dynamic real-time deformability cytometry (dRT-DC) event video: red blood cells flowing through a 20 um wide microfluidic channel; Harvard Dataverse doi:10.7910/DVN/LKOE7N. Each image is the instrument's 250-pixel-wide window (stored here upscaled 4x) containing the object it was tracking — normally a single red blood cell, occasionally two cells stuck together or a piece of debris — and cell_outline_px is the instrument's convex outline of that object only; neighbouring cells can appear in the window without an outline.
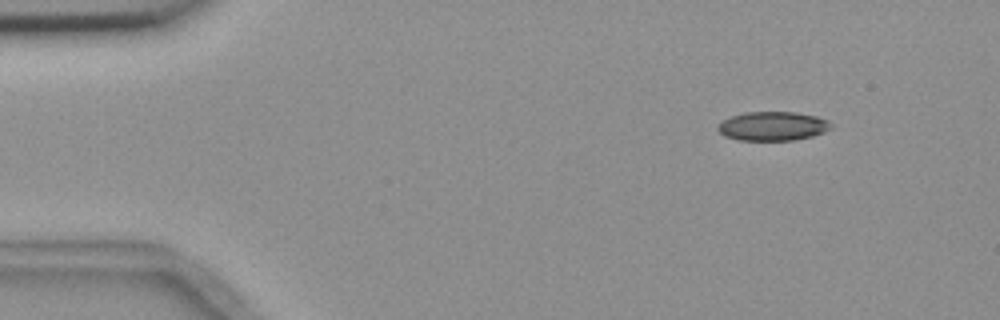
{"species": "common noctule bat (a hibernating species)", "species_latin": "Nyctalus noctula", "temperature_condition": "room temperature", "stored_images_in_passage": 4, "segment_of_instrument_passage": [1, 2], "camera_frame_rate_fps": 3000, "um_per_image_px": 0.085, "animal": {"sex": "female", "body_mass_g": 18.4}, "frame": {"image": 1, "passage_image": 1, "time_ms": 0.0, "image_size_px": [1000, 320], "cell_outline_px": [[832, 128], [824, 132], [812, 136], [796, 140], [740, 140], [724, 136], [716, 128], [716, 124], [720, 120], [744, 112], [796, 112], [816, 116], [828, 120], [832, 124]], "centroid_in_image_um": [65.66, 10.72], "position_along_channel_um": 19.3, "area_um2": 19.36}}